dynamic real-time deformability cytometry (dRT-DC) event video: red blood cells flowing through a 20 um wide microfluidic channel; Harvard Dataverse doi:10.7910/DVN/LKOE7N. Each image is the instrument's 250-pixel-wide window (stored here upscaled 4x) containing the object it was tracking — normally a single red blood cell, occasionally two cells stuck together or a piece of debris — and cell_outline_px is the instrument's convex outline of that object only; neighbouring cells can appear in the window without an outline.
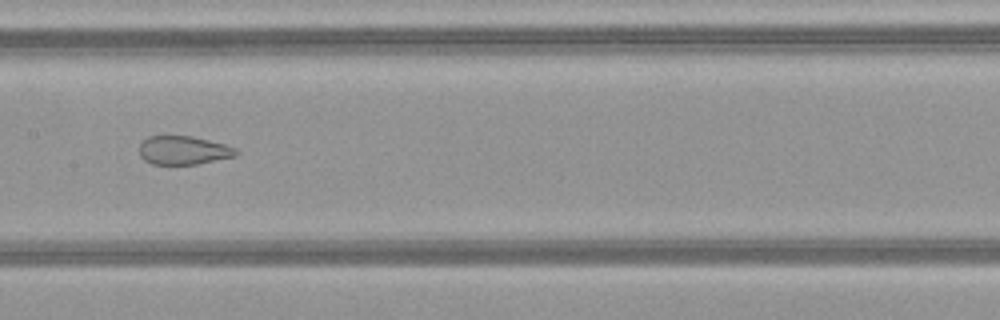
{"species": "common noctule bat (a hibernating species)", "species_latin": "Nyctalus noctula", "temperature_condition": "warm", "stored_images_in_passage": 34, "camera_frame_rate_fps": 3000, "um_per_image_px": 0.085, "animal": {"sex": "female", "body_mass_g": 21.9}, "frame": {"image": 1, "passage_image": 25, "time_ms": 8.0, "image_size_px": [1000, 320], "cell_outline_px": [[240, 152], [236, 156], [196, 164], [152, 164], [144, 160], [140, 156], [140, 144], [148, 136], [192, 136], [224, 144], [236, 148]], "centroid_in_image_um": [15.6, 12.77], "position_along_channel_um": 191.8, "area_um2": 16.07}}